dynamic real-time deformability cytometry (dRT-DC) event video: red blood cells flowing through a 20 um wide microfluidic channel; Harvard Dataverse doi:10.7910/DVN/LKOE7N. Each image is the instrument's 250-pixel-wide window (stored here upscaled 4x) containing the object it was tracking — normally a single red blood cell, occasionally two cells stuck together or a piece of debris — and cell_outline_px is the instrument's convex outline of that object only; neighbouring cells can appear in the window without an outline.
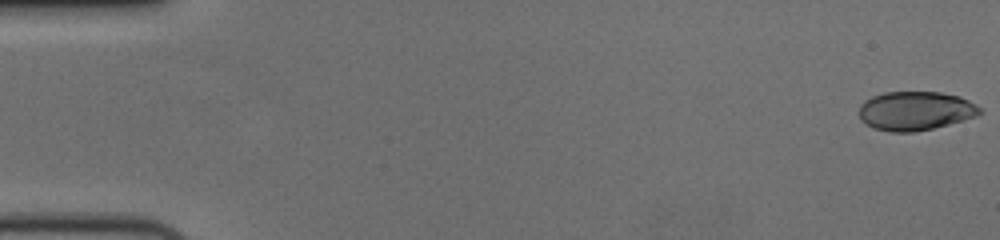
{"species": "human", "species_latin": "Homo sapiens", "temperature_condition": "cold", "stored_images_in_passage": 58, "camera_frame_rate_fps": 3000, "um_per_image_px": 0.085, "donor": {"sex": "female"}, "frame": {"image": 1, "passage_image": 1, "time_ms": 0.0, "image_size_px": [1000, 240], "cell_outline_px": [[984, 112], [976, 116], [948, 124], [932, 128], [912, 132], [888, 132], [876, 128], [860, 120], [860, 104], [864, 100], [872, 96], [884, 92], [940, 92], [960, 96], [976, 104]], "centroid_in_image_um": [77.81, 9.41], "position_along_channel_um": 7.2, "area_um2": 27.34}}
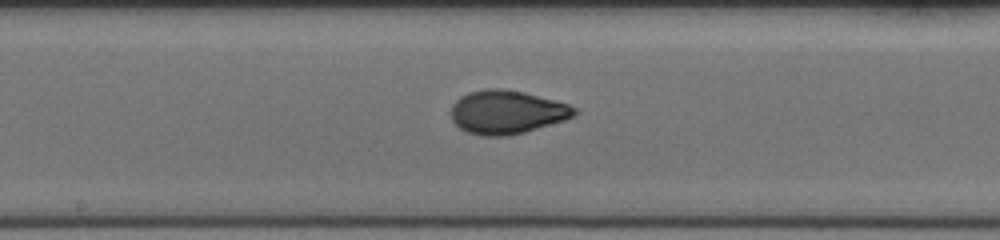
{"frame": {"image": 2, "passage_image": 31, "time_ms": 10.0, "image_size_px": [1000, 240], "cell_outline_px": [[580, 112], [576, 116], [564, 120], [524, 132], [508, 136], [484, 136], [468, 132], [460, 128], [452, 120], [452, 104], [460, 96], [468, 92], [488, 88], [504, 88], [524, 92], [568, 104], [576, 108]], "centroid_in_image_um": [43.09, 9.52], "position_along_channel_um": 205.1, "area_um2": 31.33}}
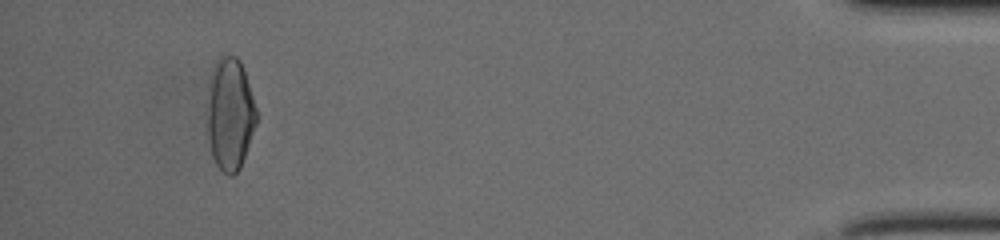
{"frame": {"image": 3, "passage_image": 54, "time_ms": 17.667, "image_size_px": [1000, 240], "cell_outline_px": [[256, 124], [240, 168], [232, 176], [228, 176], [216, 164], [212, 156], [208, 140], [208, 100], [212, 68], [216, 60], [220, 56], [236, 56], [240, 60], [256, 108]], "centroid_in_image_um": [19.54, 9.71], "position_along_channel_um": 415.7, "area_um2": 31.73}, "authors_computed_cell_mechanics": {"area_um2": 30.1427, "velocity_mm_per_s": 3.6512, "shape_relaxation_time_tau1_ms": 6.1068, "shape_relaxation_time_tau2_ms": 0.8219, "deformation_change_tau1": 0.1821, "deformation_change_tau2": 0.0526}}